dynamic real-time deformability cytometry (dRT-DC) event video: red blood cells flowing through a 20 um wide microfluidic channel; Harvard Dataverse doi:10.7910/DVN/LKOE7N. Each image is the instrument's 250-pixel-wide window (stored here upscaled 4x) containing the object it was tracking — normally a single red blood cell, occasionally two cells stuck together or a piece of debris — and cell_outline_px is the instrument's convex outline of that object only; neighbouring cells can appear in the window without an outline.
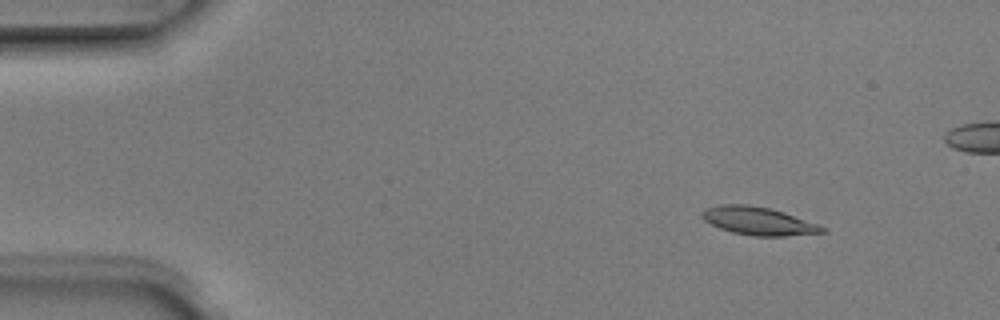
{"species": "Egyptian fruit bat (a non-hibernating species)", "species_latin": "Rousettus aegyptiacus", "temperature_condition": "room temperature", "stored_images_in_passage": 6, "camera_frame_rate_fps": 3000, "um_per_image_px": 0.085, "animal": {"sex": "male"}, "frame": {"image": 1, "passage_image": 2, "time_ms": 0.333, "image_size_px": [1000, 320], "cell_outline_px": [[824, 232], [784, 236], [752, 236], [732, 232], [720, 228], [704, 220], [700, 216], [700, 212], [708, 208], [720, 204], [748, 204], [772, 208], [784, 212], [816, 224], [824, 228]], "centroid_in_image_um": [64.4, 18.77], "position_along_channel_um": 20.6, "area_um2": 19.48}}
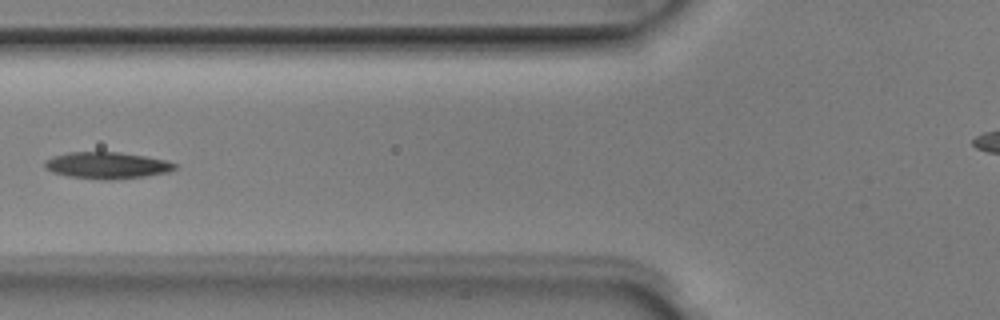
{"frame": {"image": 2, "passage_image": 6, "time_ms": 1.667, "image_size_px": [1000, 320], "cell_outline_px": [[176, 168], [168, 172], [144, 176], [108, 180], [68, 176], [52, 172], [44, 168], [44, 160], [52, 156], [68, 152], [120, 152], [144, 156], [164, 160], [176, 164]], "centroid_in_image_um": [9.03, 14.05], "position_along_channel_um": 116.8, "area_um2": 20.06}}